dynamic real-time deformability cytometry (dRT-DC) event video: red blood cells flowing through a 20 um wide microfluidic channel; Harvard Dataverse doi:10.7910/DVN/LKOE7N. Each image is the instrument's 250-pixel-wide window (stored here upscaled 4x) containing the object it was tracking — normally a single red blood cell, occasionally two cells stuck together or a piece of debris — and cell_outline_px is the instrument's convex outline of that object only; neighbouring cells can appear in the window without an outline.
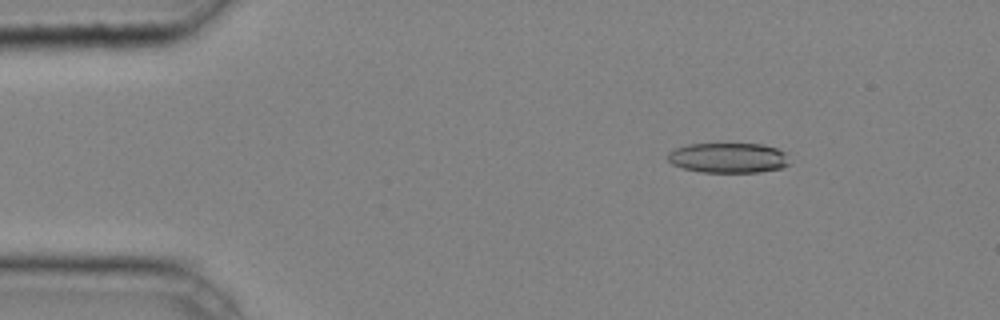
{"species": "common noctule bat (a hibernating species)", "species_latin": "Nyctalus noctula", "temperature_condition": "cold", "stored_images_in_passage": 44, "camera_frame_rate_fps": 3000, "um_per_image_px": 0.085, "animal": {"sex": "male", "body_mass_g": 20.4}, "frame": {"image": 1, "passage_image": 7, "time_ms": 2.0, "image_size_px": [1000, 320], "cell_outline_px": [[788, 164], [780, 168], [760, 172], [700, 172], [684, 168], [672, 164], [668, 160], [668, 152], [676, 148], [688, 144], [764, 144], [776, 148], [784, 152]], "centroid_in_image_um": [61.87, 13.41], "position_along_channel_um": 23.1, "area_um2": 21.15}}
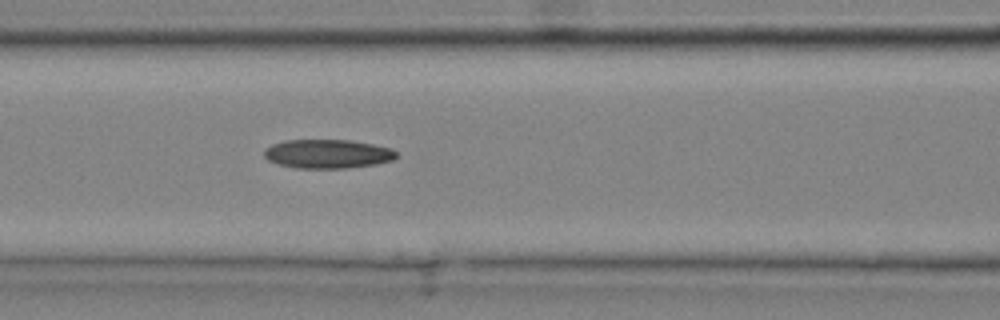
{"frame": {"image": 2, "passage_image": 20, "time_ms": 6.333, "image_size_px": [1000, 320], "cell_outline_px": [[396, 156], [392, 160], [376, 164], [348, 168], [296, 168], [276, 164], [268, 160], [264, 156], [264, 148], [272, 144], [284, 140], [348, 140], [372, 144], [392, 148], [396, 152]], "centroid_in_image_um": [27.81, 13.08], "position_along_channel_um": 138.8, "area_um2": 22.37}}
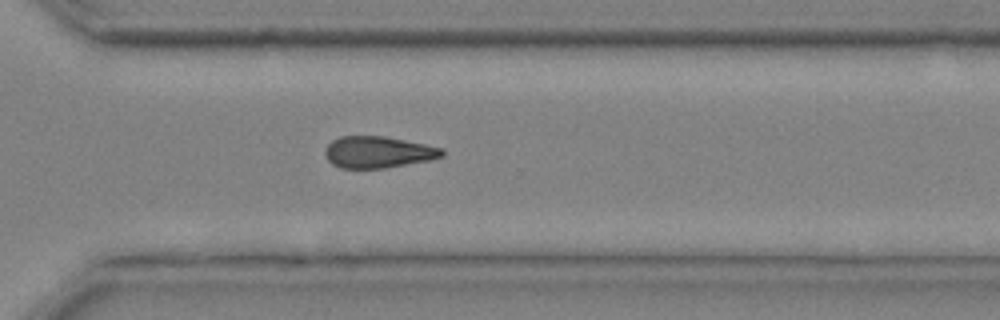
{"frame": {"image": 3, "passage_image": 34, "time_ms": 11.0, "image_size_px": [1000, 320], "cell_outline_px": [[444, 156], [432, 160], [384, 168], [340, 168], [332, 164], [328, 160], [324, 152], [328, 144], [332, 140], [340, 136], [384, 136], [444, 148]], "centroid_in_image_um": [32.15, 12.93], "position_along_channel_um": 338.5, "area_um2": 21.62}}